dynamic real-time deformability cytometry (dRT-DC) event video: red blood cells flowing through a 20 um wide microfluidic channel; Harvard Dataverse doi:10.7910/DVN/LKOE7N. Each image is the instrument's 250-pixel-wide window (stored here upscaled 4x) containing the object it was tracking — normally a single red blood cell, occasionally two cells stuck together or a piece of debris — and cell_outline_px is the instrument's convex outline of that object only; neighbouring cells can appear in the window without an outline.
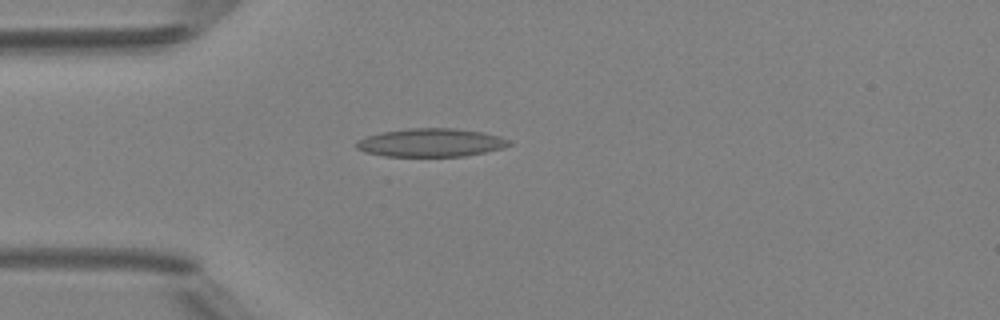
{"species": "Egyptian fruit bat (a non-hibernating species)", "species_latin": "Rousettus aegyptiacus", "temperature_condition": "room temperature", "stored_images_in_passage": 39, "camera_frame_rate_fps": 3000, "um_per_image_px": 0.085, "animal": {"sex": "female"}, "frame": {"image": 1, "passage_image": 4, "time_ms": 1.0, "image_size_px": [1000, 320], "cell_outline_px": [[512, 144], [504, 148], [464, 156], [384, 156], [364, 152], [356, 148], [356, 140], [380, 132], [408, 128], [456, 128], [484, 132], [500, 136], [512, 140]], "centroid_in_image_um": [36.65, 12.11], "position_along_channel_um": 48.4, "area_um2": 25.43}}
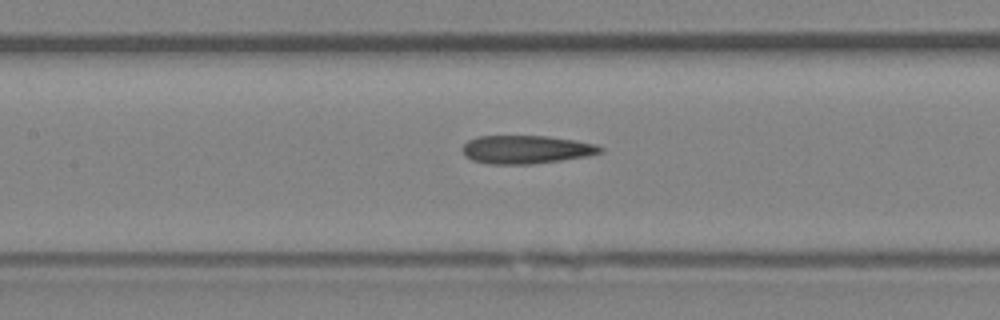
{"frame": {"image": 2, "passage_image": 13, "time_ms": 4.0, "image_size_px": [1000, 320], "cell_outline_px": [[604, 152], [588, 156], [532, 164], [492, 164], [472, 160], [464, 156], [460, 148], [468, 140], [480, 136], [548, 136], [596, 144], [604, 148]], "centroid_in_image_um": [44.71, 12.71], "position_along_channel_um": 162.7, "area_um2": 22.77}}
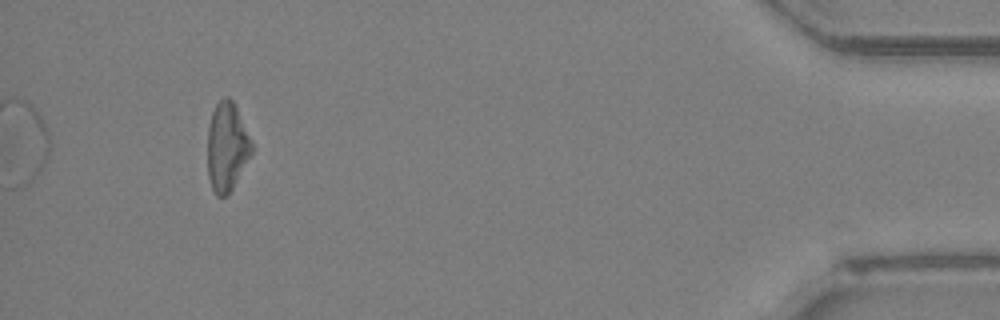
{"frame": {"image": 3, "passage_image": 36, "time_ms": 11.667, "image_size_px": [1000, 320], "cell_outline_px": [[252, 152], [228, 196], [216, 196], [212, 188], [208, 176], [208, 128], [212, 112], [216, 104], [224, 96], [228, 96], [232, 100], [252, 140]], "centroid_in_image_um": [19.28, 12.48], "position_along_channel_um": 415.9, "area_um2": 22.66}}